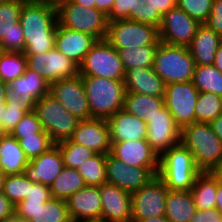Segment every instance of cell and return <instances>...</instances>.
<instances>
[{
	"label": "cell",
	"mask_w": 222,
	"mask_h": 222,
	"mask_svg": "<svg viewBox=\"0 0 222 222\" xmlns=\"http://www.w3.org/2000/svg\"><path fill=\"white\" fill-rule=\"evenodd\" d=\"M62 154L64 167H79L86 159L91 158L96 153L85 146L74 143L70 139L57 143Z\"/></svg>",
	"instance_id": "obj_39"
},
{
	"label": "cell",
	"mask_w": 222,
	"mask_h": 222,
	"mask_svg": "<svg viewBox=\"0 0 222 222\" xmlns=\"http://www.w3.org/2000/svg\"><path fill=\"white\" fill-rule=\"evenodd\" d=\"M8 93L15 98L38 101L49 93V84L35 71L26 68L24 74L8 84Z\"/></svg>",
	"instance_id": "obj_27"
},
{
	"label": "cell",
	"mask_w": 222,
	"mask_h": 222,
	"mask_svg": "<svg viewBox=\"0 0 222 222\" xmlns=\"http://www.w3.org/2000/svg\"><path fill=\"white\" fill-rule=\"evenodd\" d=\"M106 162L107 155L95 154L86 159L77 171L81 174L87 186H101L106 181Z\"/></svg>",
	"instance_id": "obj_35"
},
{
	"label": "cell",
	"mask_w": 222,
	"mask_h": 222,
	"mask_svg": "<svg viewBox=\"0 0 222 222\" xmlns=\"http://www.w3.org/2000/svg\"><path fill=\"white\" fill-rule=\"evenodd\" d=\"M27 0H7L0 3V51L23 53L24 32L19 23L23 4Z\"/></svg>",
	"instance_id": "obj_14"
},
{
	"label": "cell",
	"mask_w": 222,
	"mask_h": 222,
	"mask_svg": "<svg viewBox=\"0 0 222 222\" xmlns=\"http://www.w3.org/2000/svg\"><path fill=\"white\" fill-rule=\"evenodd\" d=\"M111 154L132 167L159 168V156L146 139L111 142Z\"/></svg>",
	"instance_id": "obj_22"
},
{
	"label": "cell",
	"mask_w": 222,
	"mask_h": 222,
	"mask_svg": "<svg viewBox=\"0 0 222 222\" xmlns=\"http://www.w3.org/2000/svg\"><path fill=\"white\" fill-rule=\"evenodd\" d=\"M146 124L148 127L146 141L159 157L171 147L181 143V129L165 106Z\"/></svg>",
	"instance_id": "obj_17"
},
{
	"label": "cell",
	"mask_w": 222,
	"mask_h": 222,
	"mask_svg": "<svg viewBox=\"0 0 222 222\" xmlns=\"http://www.w3.org/2000/svg\"><path fill=\"white\" fill-rule=\"evenodd\" d=\"M25 113L20 108L5 105L3 115L1 116V125L6 133H10Z\"/></svg>",
	"instance_id": "obj_46"
},
{
	"label": "cell",
	"mask_w": 222,
	"mask_h": 222,
	"mask_svg": "<svg viewBox=\"0 0 222 222\" xmlns=\"http://www.w3.org/2000/svg\"><path fill=\"white\" fill-rule=\"evenodd\" d=\"M154 71L167 84L192 81L195 62L188 47L162 41L155 52Z\"/></svg>",
	"instance_id": "obj_5"
},
{
	"label": "cell",
	"mask_w": 222,
	"mask_h": 222,
	"mask_svg": "<svg viewBox=\"0 0 222 222\" xmlns=\"http://www.w3.org/2000/svg\"><path fill=\"white\" fill-rule=\"evenodd\" d=\"M14 205L3 194L0 193V222H6L10 217L14 215Z\"/></svg>",
	"instance_id": "obj_52"
},
{
	"label": "cell",
	"mask_w": 222,
	"mask_h": 222,
	"mask_svg": "<svg viewBox=\"0 0 222 222\" xmlns=\"http://www.w3.org/2000/svg\"><path fill=\"white\" fill-rule=\"evenodd\" d=\"M222 42V37L208 27L200 24L188 49L195 65H213L216 51Z\"/></svg>",
	"instance_id": "obj_26"
},
{
	"label": "cell",
	"mask_w": 222,
	"mask_h": 222,
	"mask_svg": "<svg viewBox=\"0 0 222 222\" xmlns=\"http://www.w3.org/2000/svg\"><path fill=\"white\" fill-rule=\"evenodd\" d=\"M213 132L219 137L222 141V114H220L216 119L209 123Z\"/></svg>",
	"instance_id": "obj_56"
},
{
	"label": "cell",
	"mask_w": 222,
	"mask_h": 222,
	"mask_svg": "<svg viewBox=\"0 0 222 222\" xmlns=\"http://www.w3.org/2000/svg\"><path fill=\"white\" fill-rule=\"evenodd\" d=\"M132 12V0H114L111 13L107 16L108 21L118 19L130 20V13Z\"/></svg>",
	"instance_id": "obj_48"
},
{
	"label": "cell",
	"mask_w": 222,
	"mask_h": 222,
	"mask_svg": "<svg viewBox=\"0 0 222 222\" xmlns=\"http://www.w3.org/2000/svg\"><path fill=\"white\" fill-rule=\"evenodd\" d=\"M159 168H145L129 166L115 158L111 153L107 154L106 181L128 193H134L146 185L158 174Z\"/></svg>",
	"instance_id": "obj_13"
},
{
	"label": "cell",
	"mask_w": 222,
	"mask_h": 222,
	"mask_svg": "<svg viewBox=\"0 0 222 222\" xmlns=\"http://www.w3.org/2000/svg\"><path fill=\"white\" fill-rule=\"evenodd\" d=\"M114 0H95V8L103 12L106 16L111 13Z\"/></svg>",
	"instance_id": "obj_54"
},
{
	"label": "cell",
	"mask_w": 222,
	"mask_h": 222,
	"mask_svg": "<svg viewBox=\"0 0 222 222\" xmlns=\"http://www.w3.org/2000/svg\"><path fill=\"white\" fill-rule=\"evenodd\" d=\"M27 60L24 53L0 52V79L9 84L25 73Z\"/></svg>",
	"instance_id": "obj_37"
},
{
	"label": "cell",
	"mask_w": 222,
	"mask_h": 222,
	"mask_svg": "<svg viewBox=\"0 0 222 222\" xmlns=\"http://www.w3.org/2000/svg\"><path fill=\"white\" fill-rule=\"evenodd\" d=\"M157 47L158 46H140L120 49L118 52L124 71L136 68L153 67Z\"/></svg>",
	"instance_id": "obj_34"
},
{
	"label": "cell",
	"mask_w": 222,
	"mask_h": 222,
	"mask_svg": "<svg viewBox=\"0 0 222 222\" xmlns=\"http://www.w3.org/2000/svg\"><path fill=\"white\" fill-rule=\"evenodd\" d=\"M63 168L64 162L60 148L54 144L40 156L31 159L25 167L24 174L31 182L50 187Z\"/></svg>",
	"instance_id": "obj_21"
},
{
	"label": "cell",
	"mask_w": 222,
	"mask_h": 222,
	"mask_svg": "<svg viewBox=\"0 0 222 222\" xmlns=\"http://www.w3.org/2000/svg\"><path fill=\"white\" fill-rule=\"evenodd\" d=\"M34 1L42 4L51 5L57 8L59 5L67 2L68 0H34Z\"/></svg>",
	"instance_id": "obj_61"
},
{
	"label": "cell",
	"mask_w": 222,
	"mask_h": 222,
	"mask_svg": "<svg viewBox=\"0 0 222 222\" xmlns=\"http://www.w3.org/2000/svg\"><path fill=\"white\" fill-rule=\"evenodd\" d=\"M85 180L74 168L64 167L50 186L52 198L67 200L71 195L86 187Z\"/></svg>",
	"instance_id": "obj_32"
},
{
	"label": "cell",
	"mask_w": 222,
	"mask_h": 222,
	"mask_svg": "<svg viewBox=\"0 0 222 222\" xmlns=\"http://www.w3.org/2000/svg\"><path fill=\"white\" fill-rule=\"evenodd\" d=\"M164 106V97L126 93L123 109L147 123Z\"/></svg>",
	"instance_id": "obj_30"
},
{
	"label": "cell",
	"mask_w": 222,
	"mask_h": 222,
	"mask_svg": "<svg viewBox=\"0 0 222 222\" xmlns=\"http://www.w3.org/2000/svg\"><path fill=\"white\" fill-rule=\"evenodd\" d=\"M111 142L146 139L147 124L144 120L121 109L106 120Z\"/></svg>",
	"instance_id": "obj_24"
},
{
	"label": "cell",
	"mask_w": 222,
	"mask_h": 222,
	"mask_svg": "<svg viewBox=\"0 0 222 222\" xmlns=\"http://www.w3.org/2000/svg\"><path fill=\"white\" fill-rule=\"evenodd\" d=\"M52 198L49 186L29 180V192L25 199L50 200Z\"/></svg>",
	"instance_id": "obj_49"
},
{
	"label": "cell",
	"mask_w": 222,
	"mask_h": 222,
	"mask_svg": "<svg viewBox=\"0 0 222 222\" xmlns=\"http://www.w3.org/2000/svg\"><path fill=\"white\" fill-rule=\"evenodd\" d=\"M92 118L109 119L124 108V81L101 77H82Z\"/></svg>",
	"instance_id": "obj_3"
},
{
	"label": "cell",
	"mask_w": 222,
	"mask_h": 222,
	"mask_svg": "<svg viewBox=\"0 0 222 222\" xmlns=\"http://www.w3.org/2000/svg\"><path fill=\"white\" fill-rule=\"evenodd\" d=\"M209 172L216 179L218 184L222 185V161L214 166Z\"/></svg>",
	"instance_id": "obj_57"
},
{
	"label": "cell",
	"mask_w": 222,
	"mask_h": 222,
	"mask_svg": "<svg viewBox=\"0 0 222 222\" xmlns=\"http://www.w3.org/2000/svg\"><path fill=\"white\" fill-rule=\"evenodd\" d=\"M6 175L0 170V193L3 192Z\"/></svg>",
	"instance_id": "obj_64"
},
{
	"label": "cell",
	"mask_w": 222,
	"mask_h": 222,
	"mask_svg": "<svg viewBox=\"0 0 222 222\" xmlns=\"http://www.w3.org/2000/svg\"><path fill=\"white\" fill-rule=\"evenodd\" d=\"M222 114V97L214 93L199 92L195 105V122L210 123Z\"/></svg>",
	"instance_id": "obj_36"
},
{
	"label": "cell",
	"mask_w": 222,
	"mask_h": 222,
	"mask_svg": "<svg viewBox=\"0 0 222 222\" xmlns=\"http://www.w3.org/2000/svg\"><path fill=\"white\" fill-rule=\"evenodd\" d=\"M199 25L197 20L176 6L163 15L158 28L159 40L170 45L188 47Z\"/></svg>",
	"instance_id": "obj_16"
},
{
	"label": "cell",
	"mask_w": 222,
	"mask_h": 222,
	"mask_svg": "<svg viewBox=\"0 0 222 222\" xmlns=\"http://www.w3.org/2000/svg\"><path fill=\"white\" fill-rule=\"evenodd\" d=\"M35 99H20L11 96L7 92L6 105L11 107L20 108L25 114L32 112L35 108Z\"/></svg>",
	"instance_id": "obj_51"
},
{
	"label": "cell",
	"mask_w": 222,
	"mask_h": 222,
	"mask_svg": "<svg viewBox=\"0 0 222 222\" xmlns=\"http://www.w3.org/2000/svg\"><path fill=\"white\" fill-rule=\"evenodd\" d=\"M190 222H222V213L216 208L197 209Z\"/></svg>",
	"instance_id": "obj_50"
},
{
	"label": "cell",
	"mask_w": 222,
	"mask_h": 222,
	"mask_svg": "<svg viewBox=\"0 0 222 222\" xmlns=\"http://www.w3.org/2000/svg\"><path fill=\"white\" fill-rule=\"evenodd\" d=\"M72 3L82 5L86 8H95V0H70Z\"/></svg>",
	"instance_id": "obj_60"
},
{
	"label": "cell",
	"mask_w": 222,
	"mask_h": 222,
	"mask_svg": "<svg viewBox=\"0 0 222 222\" xmlns=\"http://www.w3.org/2000/svg\"><path fill=\"white\" fill-rule=\"evenodd\" d=\"M31 222H72L67 210L66 200L51 198L41 205Z\"/></svg>",
	"instance_id": "obj_38"
},
{
	"label": "cell",
	"mask_w": 222,
	"mask_h": 222,
	"mask_svg": "<svg viewBox=\"0 0 222 222\" xmlns=\"http://www.w3.org/2000/svg\"><path fill=\"white\" fill-rule=\"evenodd\" d=\"M200 172L192 154L182 143L171 147L159 157L157 175L169 190L191 191Z\"/></svg>",
	"instance_id": "obj_4"
},
{
	"label": "cell",
	"mask_w": 222,
	"mask_h": 222,
	"mask_svg": "<svg viewBox=\"0 0 222 222\" xmlns=\"http://www.w3.org/2000/svg\"><path fill=\"white\" fill-rule=\"evenodd\" d=\"M20 147L29 160L40 156L54 145L48 134H34L19 140Z\"/></svg>",
	"instance_id": "obj_42"
},
{
	"label": "cell",
	"mask_w": 222,
	"mask_h": 222,
	"mask_svg": "<svg viewBox=\"0 0 222 222\" xmlns=\"http://www.w3.org/2000/svg\"><path fill=\"white\" fill-rule=\"evenodd\" d=\"M87 222H106V221H102V220H95V221H87Z\"/></svg>",
	"instance_id": "obj_66"
},
{
	"label": "cell",
	"mask_w": 222,
	"mask_h": 222,
	"mask_svg": "<svg viewBox=\"0 0 222 222\" xmlns=\"http://www.w3.org/2000/svg\"><path fill=\"white\" fill-rule=\"evenodd\" d=\"M126 93L164 97L166 83L156 74L153 67L125 71Z\"/></svg>",
	"instance_id": "obj_25"
},
{
	"label": "cell",
	"mask_w": 222,
	"mask_h": 222,
	"mask_svg": "<svg viewBox=\"0 0 222 222\" xmlns=\"http://www.w3.org/2000/svg\"><path fill=\"white\" fill-rule=\"evenodd\" d=\"M196 211L191 191L168 190L165 217L169 222H190Z\"/></svg>",
	"instance_id": "obj_29"
},
{
	"label": "cell",
	"mask_w": 222,
	"mask_h": 222,
	"mask_svg": "<svg viewBox=\"0 0 222 222\" xmlns=\"http://www.w3.org/2000/svg\"><path fill=\"white\" fill-rule=\"evenodd\" d=\"M34 111L54 144L70 139L80 121L49 93L36 101Z\"/></svg>",
	"instance_id": "obj_6"
},
{
	"label": "cell",
	"mask_w": 222,
	"mask_h": 222,
	"mask_svg": "<svg viewBox=\"0 0 222 222\" xmlns=\"http://www.w3.org/2000/svg\"><path fill=\"white\" fill-rule=\"evenodd\" d=\"M101 220L106 222H132L131 193L112 184L99 186Z\"/></svg>",
	"instance_id": "obj_19"
},
{
	"label": "cell",
	"mask_w": 222,
	"mask_h": 222,
	"mask_svg": "<svg viewBox=\"0 0 222 222\" xmlns=\"http://www.w3.org/2000/svg\"><path fill=\"white\" fill-rule=\"evenodd\" d=\"M218 182L210 172H200L191 188L195 206L199 210L216 208Z\"/></svg>",
	"instance_id": "obj_31"
},
{
	"label": "cell",
	"mask_w": 222,
	"mask_h": 222,
	"mask_svg": "<svg viewBox=\"0 0 222 222\" xmlns=\"http://www.w3.org/2000/svg\"><path fill=\"white\" fill-rule=\"evenodd\" d=\"M154 2L155 7L162 15L177 6V0H154Z\"/></svg>",
	"instance_id": "obj_53"
},
{
	"label": "cell",
	"mask_w": 222,
	"mask_h": 222,
	"mask_svg": "<svg viewBox=\"0 0 222 222\" xmlns=\"http://www.w3.org/2000/svg\"><path fill=\"white\" fill-rule=\"evenodd\" d=\"M6 222H31L30 220L27 219H22L17 217L15 214L10 217Z\"/></svg>",
	"instance_id": "obj_63"
},
{
	"label": "cell",
	"mask_w": 222,
	"mask_h": 222,
	"mask_svg": "<svg viewBox=\"0 0 222 222\" xmlns=\"http://www.w3.org/2000/svg\"><path fill=\"white\" fill-rule=\"evenodd\" d=\"M213 0H177V6L200 24L207 21Z\"/></svg>",
	"instance_id": "obj_44"
},
{
	"label": "cell",
	"mask_w": 222,
	"mask_h": 222,
	"mask_svg": "<svg viewBox=\"0 0 222 222\" xmlns=\"http://www.w3.org/2000/svg\"><path fill=\"white\" fill-rule=\"evenodd\" d=\"M98 40L87 33L71 30L57 24L55 48L78 67Z\"/></svg>",
	"instance_id": "obj_23"
},
{
	"label": "cell",
	"mask_w": 222,
	"mask_h": 222,
	"mask_svg": "<svg viewBox=\"0 0 222 222\" xmlns=\"http://www.w3.org/2000/svg\"><path fill=\"white\" fill-rule=\"evenodd\" d=\"M205 24L222 37V0H213L212 10Z\"/></svg>",
	"instance_id": "obj_47"
},
{
	"label": "cell",
	"mask_w": 222,
	"mask_h": 222,
	"mask_svg": "<svg viewBox=\"0 0 222 222\" xmlns=\"http://www.w3.org/2000/svg\"><path fill=\"white\" fill-rule=\"evenodd\" d=\"M82 77L124 81L125 71L119 52L106 40H98L79 66Z\"/></svg>",
	"instance_id": "obj_8"
},
{
	"label": "cell",
	"mask_w": 222,
	"mask_h": 222,
	"mask_svg": "<svg viewBox=\"0 0 222 222\" xmlns=\"http://www.w3.org/2000/svg\"><path fill=\"white\" fill-rule=\"evenodd\" d=\"M181 143L192 154L197 168L208 172L222 161V141L211 125L193 122L181 130Z\"/></svg>",
	"instance_id": "obj_2"
},
{
	"label": "cell",
	"mask_w": 222,
	"mask_h": 222,
	"mask_svg": "<svg viewBox=\"0 0 222 222\" xmlns=\"http://www.w3.org/2000/svg\"><path fill=\"white\" fill-rule=\"evenodd\" d=\"M213 66L222 73V42L217 48Z\"/></svg>",
	"instance_id": "obj_58"
},
{
	"label": "cell",
	"mask_w": 222,
	"mask_h": 222,
	"mask_svg": "<svg viewBox=\"0 0 222 222\" xmlns=\"http://www.w3.org/2000/svg\"><path fill=\"white\" fill-rule=\"evenodd\" d=\"M216 209H218L222 213V185L219 184L216 194Z\"/></svg>",
	"instance_id": "obj_62"
},
{
	"label": "cell",
	"mask_w": 222,
	"mask_h": 222,
	"mask_svg": "<svg viewBox=\"0 0 222 222\" xmlns=\"http://www.w3.org/2000/svg\"><path fill=\"white\" fill-rule=\"evenodd\" d=\"M163 15L155 7L154 0H132L130 20L159 28Z\"/></svg>",
	"instance_id": "obj_40"
},
{
	"label": "cell",
	"mask_w": 222,
	"mask_h": 222,
	"mask_svg": "<svg viewBox=\"0 0 222 222\" xmlns=\"http://www.w3.org/2000/svg\"><path fill=\"white\" fill-rule=\"evenodd\" d=\"M168 190L164 181L156 175L146 185L132 193V219L164 216Z\"/></svg>",
	"instance_id": "obj_11"
},
{
	"label": "cell",
	"mask_w": 222,
	"mask_h": 222,
	"mask_svg": "<svg viewBox=\"0 0 222 222\" xmlns=\"http://www.w3.org/2000/svg\"><path fill=\"white\" fill-rule=\"evenodd\" d=\"M192 83L199 92L214 93L222 97V73L213 65H195Z\"/></svg>",
	"instance_id": "obj_33"
},
{
	"label": "cell",
	"mask_w": 222,
	"mask_h": 222,
	"mask_svg": "<svg viewBox=\"0 0 222 222\" xmlns=\"http://www.w3.org/2000/svg\"><path fill=\"white\" fill-rule=\"evenodd\" d=\"M198 97L199 91L192 81L166 85L164 105L181 130L195 122V105Z\"/></svg>",
	"instance_id": "obj_10"
},
{
	"label": "cell",
	"mask_w": 222,
	"mask_h": 222,
	"mask_svg": "<svg viewBox=\"0 0 222 222\" xmlns=\"http://www.w3.org/2000/svg\"><path fill=\"white\" fill-rule=\"evenodd\" d=\"M25 56L27 68L39 74L49 85L79 74V67L55 47L44 53Z\"/></svg>",
	"instance_id": "obj_12"
},
{
	"label": "cell",
	"mask_w": 222,
	"mask_h": 222,
	"mask_svg": "<svg viewBox=\"0 0 222 222\" xmlns=\"http://www.w3.org/2000/svg\"><path fill=\"white\" fill-rule=\"evenodd\" d=\"M10 134L18 141L22 138L33 136L34 134H47L38 119L36 112L26 113L18 122Z\"/></svg>",
	"instance_id": "obj_43"
},
{
	"label": "cell",
	"mask_w": 222,
	"mask_h": 222,
	"mask_svg": "<svg viewBox=\"0 0 222 222\" xmlns=\"http://www.w3.org/2000/svg\"><path fill=\"white\" fill-rule=\"evenodd\" d=\"M49 200L24 199L14 206V213L17 217L31 220L36 210Z\"/></svg>",
	"instance_id": "obj_45"
},
{
	"label": "cell",
	"mask_w": 222,
	"mask_h": 222,
	"mask_svg": "<svg viewBox=\"0 0 222 222\" xmlns=\"http://www.w3.org/2000/svg\"><path fill=\"white\" fill-rule=\"evenodd\" d=\"M29 192V179L22 174L6 175L3 194L16 206L23 201Z\"/></svg>",
	"instance_id": "obj_41"
},
{
	"label": "cell",
	"mask_w": 222,
	"mask_h": 222,
	"mask_svg": "<svg viewBox=\"0 0 222 222\" xmlns=\"http://www.w3.org/2000/svg\"><path fill=\"white\" fill-rule=\"evenodd\" d=\"M67 210L72 222L101 220L102 203L99 186H86L67 200Z\"/></svg>",
	"instance_id": "obj_20"
},
{
	"label": "cell",
	"mask_w": 222,
	"mask_h": 222,
	"mask_svg": "<svg viewBox=\"0 0 222 222\" xmlns=\"http://www.w3.org/2000/svg\"><path fill=\"white\" fill-rule=\"evenodd\" d=\"M132 222H169L164 216L152 217L148 219H132Z\"/></svg>",
	"instance_id": "obj_59"
},
{
	"label": "cell",
	"mask_w": 222,
	"mask_h": 222,
	"mask_svg": "<svg viewBox=\"0 0 222 222\" xmlns=\"http://www.w3.org/2000/svg\"><path fill=\"white\" fill-rule=\"evenodd\" d=\"M117 51L125 48L158 46V28L128 19H118L108 22L105 38Z\"/></svg>",
	"instance_id": "obj_9"
},
{
	"label": "cell",
	"mask_w": 222,
	"mask_h": 222,
	"mask_svg": "<svg viewBox=\"0 0 222 222\" xmlns=\"http://www.w3.org/2000/svg\"><path fill=\"white\" fill-rule=\"evenodd\" d=\"M29 162L19 141L7 133L0 140V170L5 175L22 174Z\"/></svg>",
	"instance_id": "obj_28"
},
{
	"label": "cell",
	"mask_w": 222,
	"mask_h": 222,
	"mask_svg": "<svg viewBox=\"0 0 222 222\" xmlns=\"http://www.w3.org/2000/svg\"><path fill=\"white\" fill-rule=\"evenodd\" d=\"M7 133L4 131L1 123H0V140L6 135Z\"/></svg>",
	"instance_id": "obj_65"
},
{
	"label": "cell",
	"mask_w": 222,
	"mask_h": 222,
	"mask_svg": "<svg viewBox=\"0 0 222 222\" xmlns=\"http://www.w3.org/2000/svg\"><path fill=\"white\" fill-rule=\"evenodd\" d=\"M49 94L79 120L92 118L81 75L51 83Z\"/></svg>",
	"instance_id": "obj_15"
},
{
	"label": "cell",
	"mask_w": 222,
	"mask_h": 222,
	"mask_svg": "<svg viewBox=\"0 0 222 222\" xmlns=\"http://www.w3.org/2000/svg\"><path fill=\"white\" fill-rule=\"evenodd\" d=\"M7 92H8V84L0 79V123H1V116L3 115V111L6 105Z\"/></svg>",
	"instance_id": "obj_55"
},
{
	"label": "cell",
	"mask_w": 222,
	"mask_h": 222,
	"mask_svg": "<svg viewBox=\"0 0 222 222\" xmlns=\"http://www.w3.org/2000/svg\"><path fill=\"white\" fill-rule=\"evenodd\" d=\"M70 140L89 148L96 154L111 153L109 127L105 119L80 120Z\"/></svg>",
	"instance_id": "obj_18"
},
{
	"label": "cell",
	"mask_w": 222,
	"mask_h": 222,
	"mask_svg": "<svg viewBox=\"0 0 222 222\" xmlns=\"http://www.w3.org/2000/svg\"><path fill=\"white\" fill-rule=\"evenodd\" d=\"M57 20L65 28L84 32L97 40H104L107 34L108 18L96 8H86L70 0L57 8Z\"/></svg>",
	"instance_id": "obj_7"
},
{
	"label": "cell",
	"mask_w": 222,
	"mask_h": 222,
	"mask_svg": "<svg viewBox=\"0 0 222 222\" xmlns=\"http://www.w3.org/2000/svg\"><path fill=\"white\" fill-rule=\"evenodd\" d=\"M19 23L24 32L25 55L44 53L55 47L56 7L27 0L23 4Z\"/></svg>",
	"instance_id": "obj_1"
}]
</instances>
